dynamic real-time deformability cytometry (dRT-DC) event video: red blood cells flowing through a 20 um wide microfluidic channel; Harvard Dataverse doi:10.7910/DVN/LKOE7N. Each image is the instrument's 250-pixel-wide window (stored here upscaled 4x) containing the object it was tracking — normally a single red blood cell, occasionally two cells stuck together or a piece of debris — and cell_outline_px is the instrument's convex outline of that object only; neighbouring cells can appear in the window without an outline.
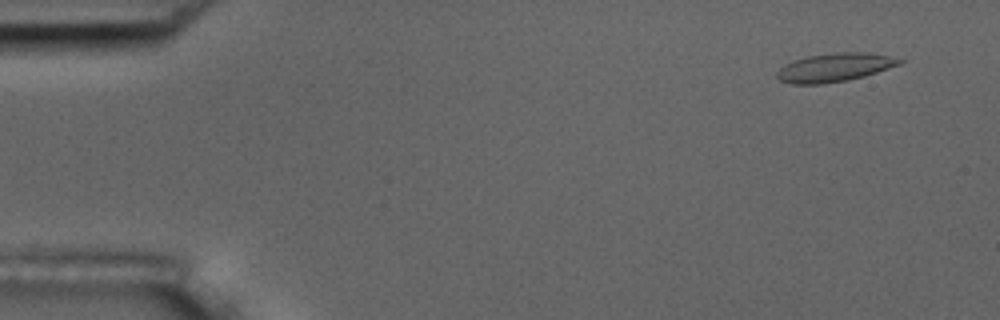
{"species": "common noctule bat (a hibernating species)", "species_latin": "Nyctalus noctula", "temperature_condition": "room temperature", "stored_images_in_passage": 15, "camera_frame_rate_fps": 3000, "um_per_image_px": 0.085, "animal": {"sex": "male", "body_mass_g": 17.5, "forearm_length_mm": 52.3}, "frame": {"image": 1, "passage_image": 4, "time_ms": 1.0, "image_size_px": [1000, 320], "cell_outline_px": [[904, 60], [900, 64], [864, 76], [848, 80], [820, 84], [792, 84], [780, 80], [776, 76], [776, 72], [784, 64], [792, 60], [808, 56], [836, 52], [868, 52], [888, 56]], "centroid_in_image_um": [70.9, 5.73], "position_along_channel_um": 14.1, "area_um2": 20.29}}